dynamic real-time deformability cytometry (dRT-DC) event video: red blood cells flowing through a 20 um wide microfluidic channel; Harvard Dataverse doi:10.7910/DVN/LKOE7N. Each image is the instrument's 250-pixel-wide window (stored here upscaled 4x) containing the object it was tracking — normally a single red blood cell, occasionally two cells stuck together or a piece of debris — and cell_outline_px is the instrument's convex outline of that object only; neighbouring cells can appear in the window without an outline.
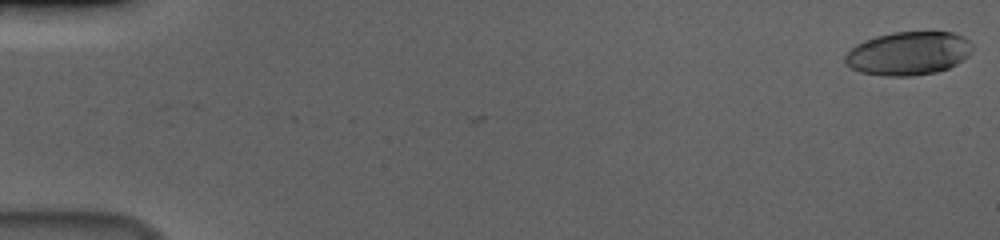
{"species": "human", "species_latin": "Homo sapiens", "temperature_condition": "cold", "stored_images_in_passage": 58, "camera_frame_rate_fps": 3000, "um_per_image_px": 0.085, "donor": {"sex": "male"}, "frame": {"image": 1, "passage_image": 1, "time_ms": 0.0, "image_size_px": [1000, 240], "cell_outline_px": [[972, 52], [968, 56], [956, 64], [948, 68], [936, 72], [912, 76], [884, 76], [860, 72], [844, 64], [844, 56], [856, 44], [864, 40], [876, 36], [892, 32], [952, 32], [964, 36], [972, 44]], "centroid_in_image_um": [77.21, 4.54], "position_along_channel_um": 7.8, "area_um2": 32.43}}
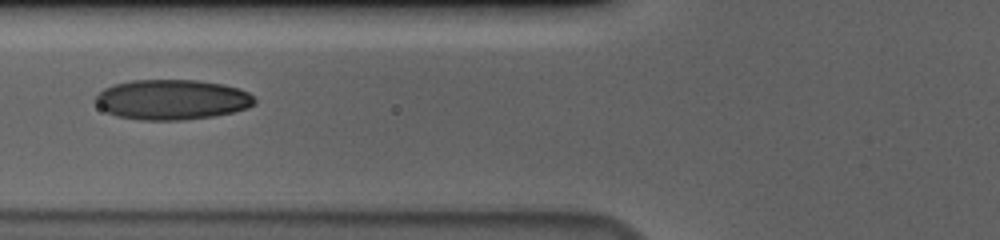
{"frame": {"image": 2, "passage_image": 24, "time_ms": 7.667, "image_size_px": [1000, 240], "cell_outline_px": [[256, 104], [248, 108], [216, 116], [184, 120], [140, 120], [116, 116], [100, 108], [96, 104], [96, 96], [104, 88], [112, 84], [132, 80], [196, 80], [224, 84], [240, 88], [248, 92], [256, 100]], "centroid_in_image_um": [14.64, 8.47], "position_along_channel_um": 111.2, "area_um2": 37.51}}
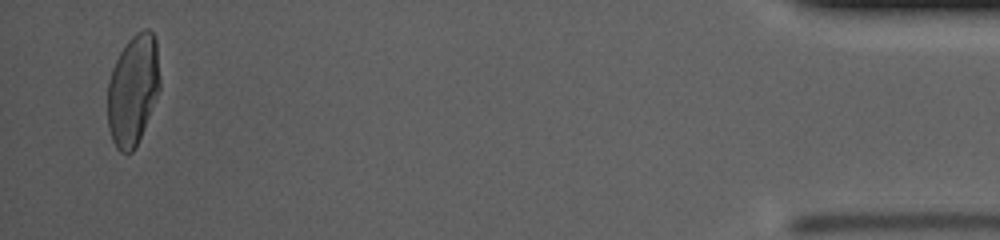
{"frame": {"image": 3, "passage_image": 56, "time_ms": 18.333, "image_size_px": [1000, 240], "cell_outline_px": [[160, 88], [140, 136], [132, 152], [120, 152], [116, 148], [112, 140], [108, 128], [108, 80], [112, 68], [120, 52], [128, 40], [136, 32], [144, 28], [148, 28], [152, 32], [156, 40], [160, 76]], "centroid_in_image_um": [11.3, 7.6], "position_along_channel_um": 423.9, "area_um2": 33.58}, "authors_computed_cell_mechanics": {"area_um2": 34.8823, "velocity_mm_per_s": 3.667, "shape_relaxation_time_tau1_ms": 6.2542, "shape_relaxation_time_tau2_ms": 0.9243, "deformation_change_tau1": 0.2, "deformation_change_tau2": 0.0626}}